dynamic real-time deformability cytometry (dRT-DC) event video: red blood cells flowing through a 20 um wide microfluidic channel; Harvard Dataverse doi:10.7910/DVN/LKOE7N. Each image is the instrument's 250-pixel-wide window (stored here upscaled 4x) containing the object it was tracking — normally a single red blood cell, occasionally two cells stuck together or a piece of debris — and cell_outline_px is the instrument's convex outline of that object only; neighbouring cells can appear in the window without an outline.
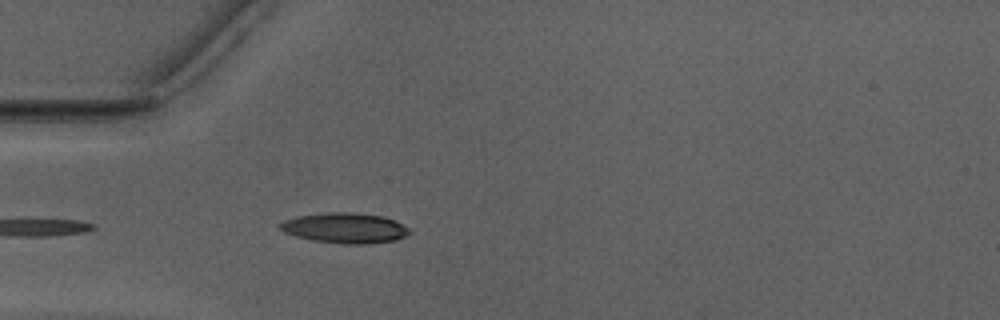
{"species": "Egyptian fruit bat (a non-hibernating species)", "species_latin": "Rousettus aegyptiacus", "temperature_condition": "warm", "stored_images_in_passage": 37, "camera_frame_rate_fps": 3000, "um_per_image_px": 0.085, "animal": {"sex": "male"}, "frame": {"image": 1, "passage_image": 2, "time_ms": 0.333, "image_size_px": [1000, 320], "cell_outline_px": [[412, 232], [396, 240], [364, 244], [344, 244], [312, 240], [296, 236], [284, 232], [276, 228], [284, 220], [300, 216], [324, 212], [352, 212], [380, 216], [392, 220], [408, 228]], "centroid_in_image_um": [29.27, 19.38], "position_along_channel_um": 55.7, "area_um2": 22.66}}
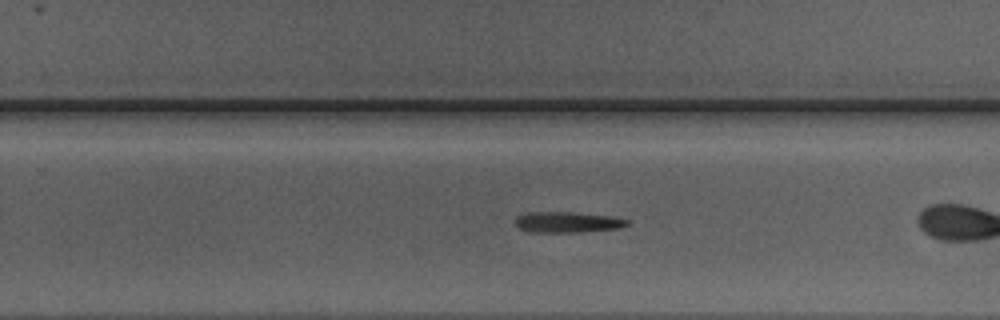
{"frame": {"image": 2, "passage_image": 17, "time_ms": 5.333, "image_size_px": [1000, 320], "cell_outline_px": [[632, 224], [620, 228], [580, 232], [528, 232], [520, 228], [516, 224], [516, 216], [524, 212], [572, 212], [612, 216], [632, 220]], "centroid_in_image_um": [48.29, 18.88], "position_along_channel_um": 281.5, "area_um2": 13.81}}
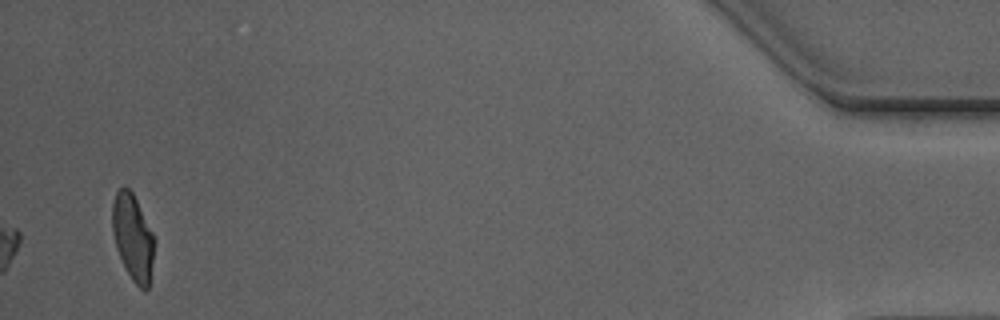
{"frame": {"image": 3, "passage_image": 37, "time_ms": 12.0, "image_size_px": [1000, 320], "cell_outline_px": [[156, 240], [148, 288], [144, 292], [132, 280], [124, 268], [116, 248], [112, 232], [112, 204], [116, 192], [124, 184], [132, 192]], "centroid_in_image_um": [11.28, 20.18], "position_along_channel_um": 423.9, "area_um2": 21.21}, "authors_computed_cell_mechanics": {"area_um2": 13.8142, "velocity_mm_per_s": 3.9667, "shape_relaxation_time_tau1_ms": 3.1848, "shape_relaxation_time_tau2_ms": null, "deformation_change_tau1": 0.1281, "deformation_change_tau2": null}}